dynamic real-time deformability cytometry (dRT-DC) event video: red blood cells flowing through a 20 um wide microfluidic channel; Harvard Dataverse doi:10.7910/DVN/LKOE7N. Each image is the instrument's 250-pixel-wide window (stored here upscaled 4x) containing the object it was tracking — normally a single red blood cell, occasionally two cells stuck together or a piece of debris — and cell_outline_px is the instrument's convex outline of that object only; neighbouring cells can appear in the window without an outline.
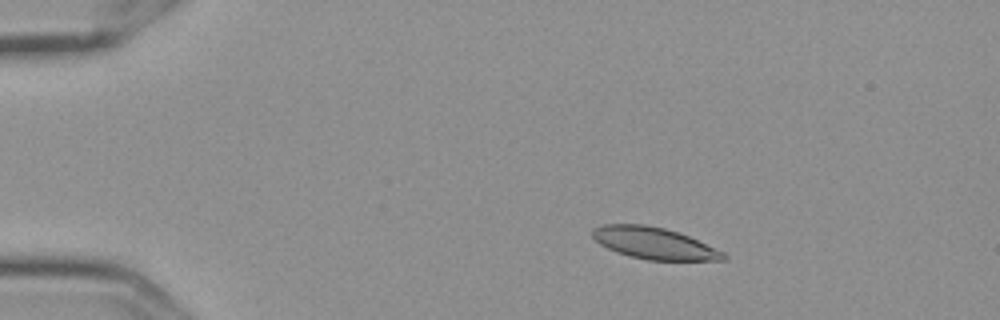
{"species": "Egyptian fruit bat (a non-hibernating species)", "species_latin": "Rousettus aegyptiacus", "temperature_condition": "cold", "stored_images_in_passage": 3, "camera_frame_rate_fps": 3000, "um_per_image_px": 0.085, "frame": {"image": 1, "passage_image": 1, "time_ms": 0.0, "image_size_px": [1000, 320], "cell_outline_px": [[728, 256], [724, 260], [648, 260], [628, 256], [616, 252], [600, 244], [592, 236], [592, 228], [604, 224], [644, 224], [664, 228], [688, 236], [724, 252]], "centroid_in_image_um": [55.57, 20.67], "position_along_channel_um": 29.4, "area_um2": 24.04}}